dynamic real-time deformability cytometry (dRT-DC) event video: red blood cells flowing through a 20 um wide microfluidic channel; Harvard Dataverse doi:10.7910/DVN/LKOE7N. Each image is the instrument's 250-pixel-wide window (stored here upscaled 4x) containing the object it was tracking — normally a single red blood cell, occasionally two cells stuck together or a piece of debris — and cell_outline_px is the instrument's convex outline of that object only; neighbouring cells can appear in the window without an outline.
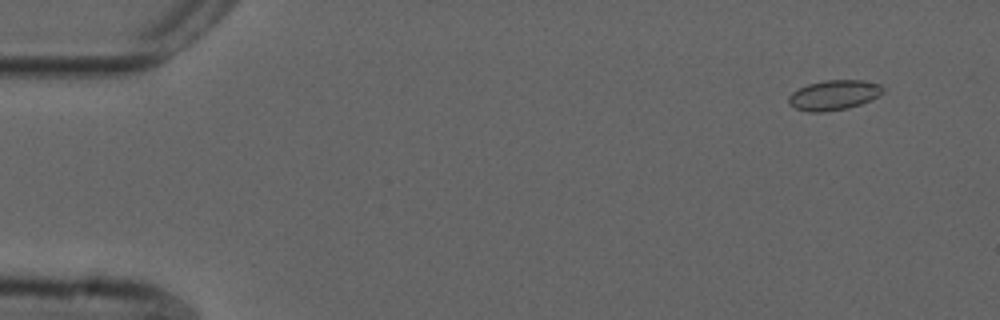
{"species": "common noctule bat (a hibernating species)", "species_latin": "Nyctalus noctula", "temperature_condition": "cold", "stored_images_in_passage": 46, "camera_frame_rate_fps": 3000, "um_per_image_px": 0.085, "animal": {"sex": "male", "forearm_length_mm": 52.5}, "frame": {"image": 1, "passage_image": 5, "time_ms": 1.333, "image_size_px": [1000, 320], "cell_outline_px": [[884, 92], [880, 96], [872, 100], [848, 108], [824, 112], [808, 112], [796, 108], [788, 104], [788, 96], [792, 92], [808, 84], [824, 80], [864, 80], [880, 84], [884, 88]], "centroid_in_image_um": [70.9, 8.08], "position_along_channel_um": 14.1, "area_um2": 16.65}}
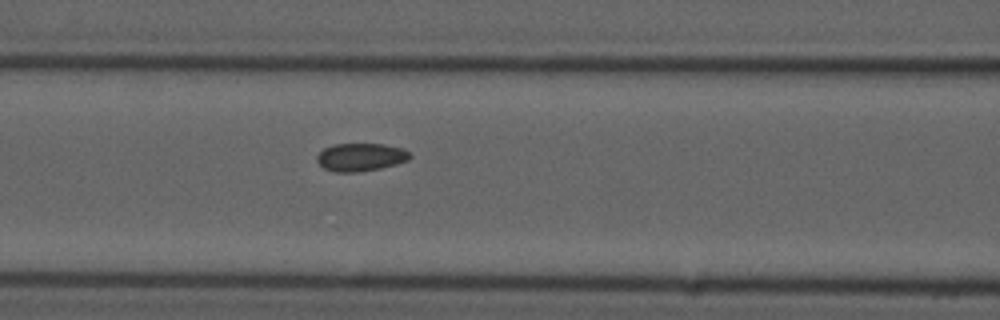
{"frame": {"image": 2, "passage_image": 24, "time_ms": 7.667, "image_size_px": [1000, 320], "cell_outline_px": [[412, 156], [408, 160], [396, 164], [380, 168], [356, 172], [336, 172], [324, 168], [316, 160], [316, 156], [324, 148], [336, 144], [384, 144], [404, 148]], "centroid_in_image_um": [30.67, 13.35], "position_along_channel_um": 135.9, "area_um2": 15.09}}
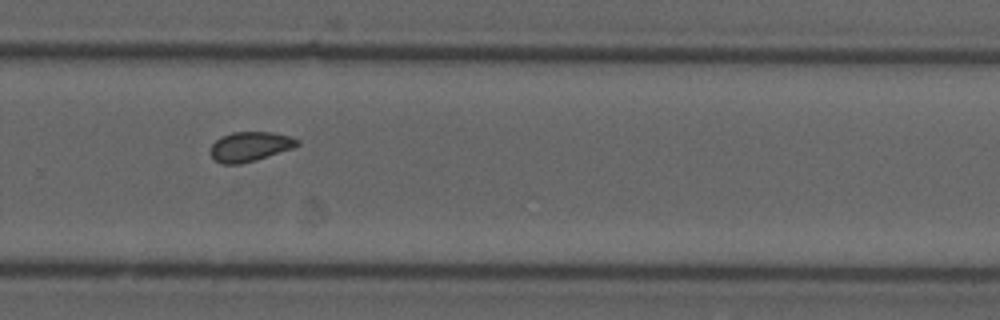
{"frame": {"image": 3, "passage_image": 38, "time_ms": 12.333, "image_size_px": [1000, 320], "cell_outline_px": [[300, 144], [292, 148], [256, 160], [240, 164], [220, 164], [208, 152], [212, 144], [220, 136], [232, 132], [272, 132], [288, 136], [300, 140]], "centroid_in_image_um": [21.21, 12.45], "position_along_channel_um": 308.6, "area_um2": 15.03}}